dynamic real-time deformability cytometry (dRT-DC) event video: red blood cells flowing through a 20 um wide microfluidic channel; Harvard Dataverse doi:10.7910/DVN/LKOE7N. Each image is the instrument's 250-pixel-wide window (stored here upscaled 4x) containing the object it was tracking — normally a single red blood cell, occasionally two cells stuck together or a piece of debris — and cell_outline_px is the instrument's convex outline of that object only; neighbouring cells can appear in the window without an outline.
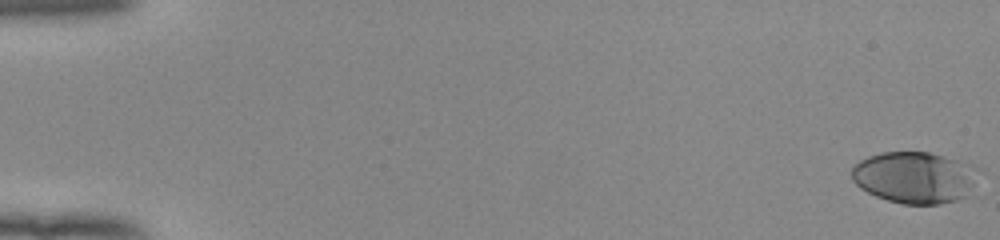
{"species": "human", "species_latin": "Homo sapiens", "temperature_condition": "room temperature", "stored_images_in_passage": 54, "camera_frame_rate_fps": 3000, "um_per_image_px": 0.085, "donor": {"sex": "female"}, "frame": {"image": 1, "passage_image": 1, "time_ms": 0.0, "image_size_px": [1000, 240], "cell_outline_px": [[976, 168], [968, 196], [956, 200], [940, 204], [904, 204], [888, 200], [876, 196], [860, 188], [852, 180], [852, 168], [860, 160], [868, 156], [880, 152], [928, 152], [944, 156], [956, 160]], "centroid_in_image_um": [77.68, 15.08], "position_along_channel_um": 7.3, "area_um2": 37.57}}
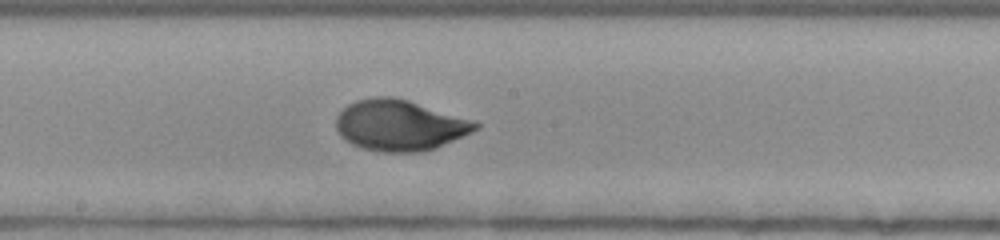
{"frame": {"image": 2, "passage_image": 31, "time_ms": 10.0, "image_size_px": [1000, 240], "cell_outline_px": [[480, 128], [472, 132], [436, 148], [420, 152], [380, 152], [364, 148], [352, 144], [340, 136], [336, 128], [336, 116], [348, 104], [356, 100], [372, 96], [392, 96], [408, 100], [480, 124]], "centroid_in_image_um": [33.91, 10.65], "position_along_channel_um": 214.3, "area_um2": 40.92}}
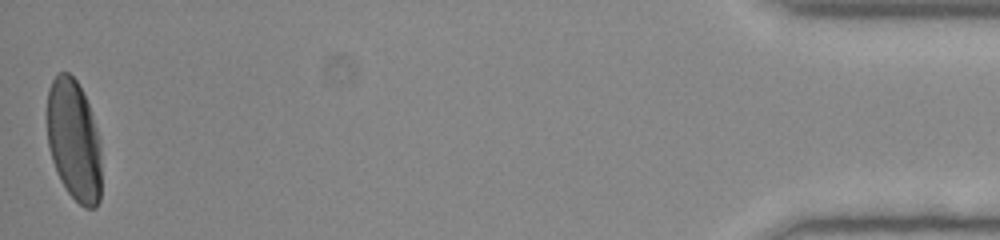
{"frame": {"image": 3, "passage_image": 54, "time_ms": 17.667, "image_size_px": [1000, 240], "cell_outline_px": [[100, 200], [96, 208], [84, 208], [68, 192], [60, 180], [56, 172], [52, 160], [48, 144], [48, 88], [52, 80], [60, 72], [68, 72], [76, 80], [88, 104], [100, 140]], "centroid_in_image_um": [6.28, 11.96], "position_along_channel_um": 428.9, "area_um2": 38.15}, "authors_computed_cell_mechanics": {"area_um2": 39.304, "velocity_mm_per_s": 3.9118, "shape_relaxation_time_tau1_ms": 3.4461, "shape_relaxation_time_tau2_ms": null, "deformation_change_tau1": 0.1909, "deformation_change_tau2": null}}